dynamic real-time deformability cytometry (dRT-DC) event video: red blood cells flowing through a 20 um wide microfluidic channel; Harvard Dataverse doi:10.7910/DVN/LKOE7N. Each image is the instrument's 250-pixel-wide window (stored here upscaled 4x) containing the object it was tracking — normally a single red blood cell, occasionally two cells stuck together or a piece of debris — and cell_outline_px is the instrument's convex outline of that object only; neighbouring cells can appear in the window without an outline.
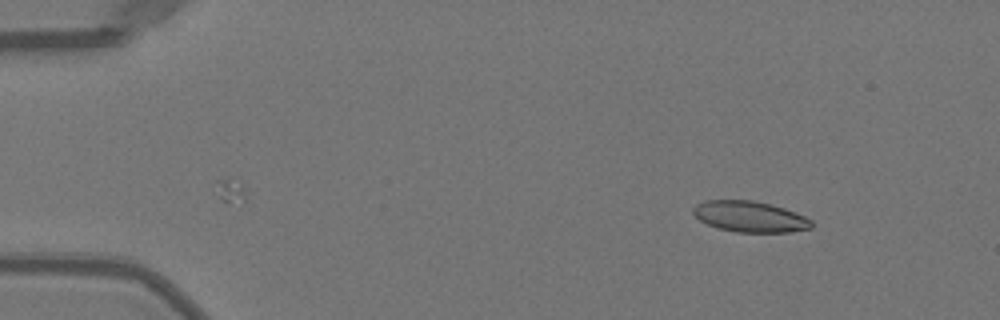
{"species": "Egyptian fruit bat (a non-hibernating species)", "species_latin": "Rousettus aegyptiacus", "temperature_condition": "warm", "stored_images_in_passage": 40, "camera_frame_rate_fps": 3000, "um_per_image_px": 0.085, "animal": {"sex": "female"}, "frame": {"image": 1, "passage_image": 2, "time_ms": 0.333, "image_size_px": [1000, 320], "cell_outline_px": [[812, 228], [788, 232], [736, 232], [716, 228], [700, 220], [692, 212], [692, 208], [696, 204], [704, 200], [752, 200], [784, 208], [796, 212], [812, 220]], "centroid_in_image_um": [63.72, 18.41], "position_along_channel_um": 21.3, "area_um2": 21.33}}
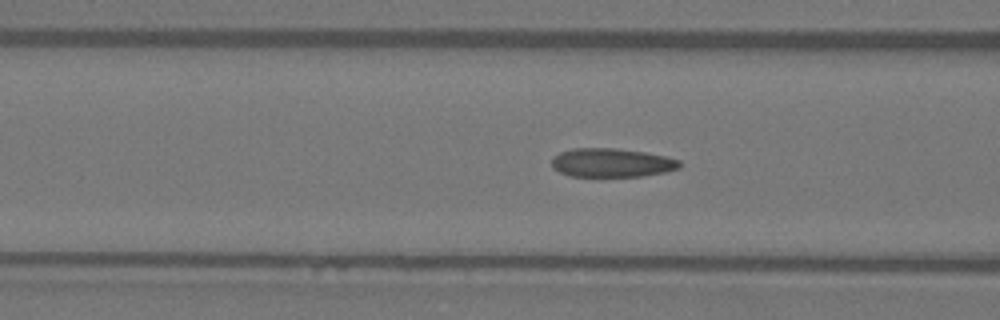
{"frame": {"image": 2, "passage_image": 16, "time_ms": 5.0, "image_size_px": [1000, 320], "cell_outline_px": [[680, 168], [664, 172], [644, 176], [568, 176], [552, 168], [552, 156], [560, 152], [572, 148], [616, 148], [644, 152], [664, 156], [680, 160]], "centroid_in_image_um": [51.96, 13.83], "position_along_channel_um": 114.6, "area_um2": 21.5}}
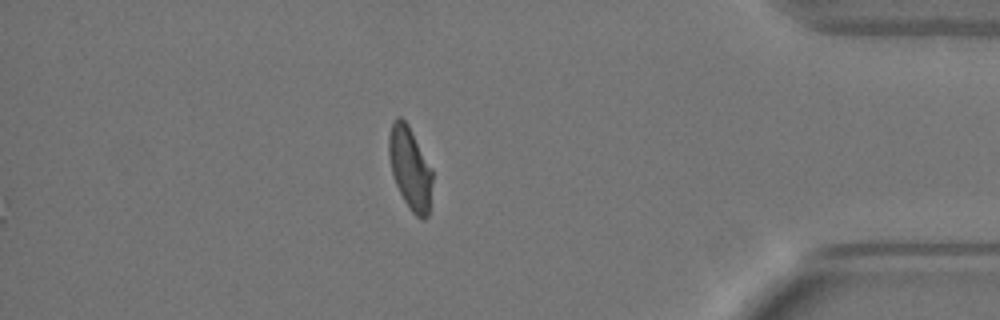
{"frame": {"image": 3, "passage_image": 40, "time_ms": 13.0, "image_size_px": [1000, 320], "cell_outline_px": [[432, 180], [428, 216], [424, 220], [416, 216], [408, 208], [396, 184], [392, 172], [388, 156], [388, 136], [392, 124], [396, 116], [400, 116], [408, 124], [432, 168]], "centroid_in_image_um": [34.85, 14.28], "position_along_channel_um": 400.4, "area_um2": 20.92}, "authors_computed_cell_mechanics": {"area_um2": 21.9351, "velocity_mm_per_s": 4.0048, "shape_relaxation_time_tau1_ms": 6.8873, "shape_relaxation_time_tau2_ms": 0.9507, "deformation_change_tau1": 0.1807, "deformation_change_tau2": 0.0578}}